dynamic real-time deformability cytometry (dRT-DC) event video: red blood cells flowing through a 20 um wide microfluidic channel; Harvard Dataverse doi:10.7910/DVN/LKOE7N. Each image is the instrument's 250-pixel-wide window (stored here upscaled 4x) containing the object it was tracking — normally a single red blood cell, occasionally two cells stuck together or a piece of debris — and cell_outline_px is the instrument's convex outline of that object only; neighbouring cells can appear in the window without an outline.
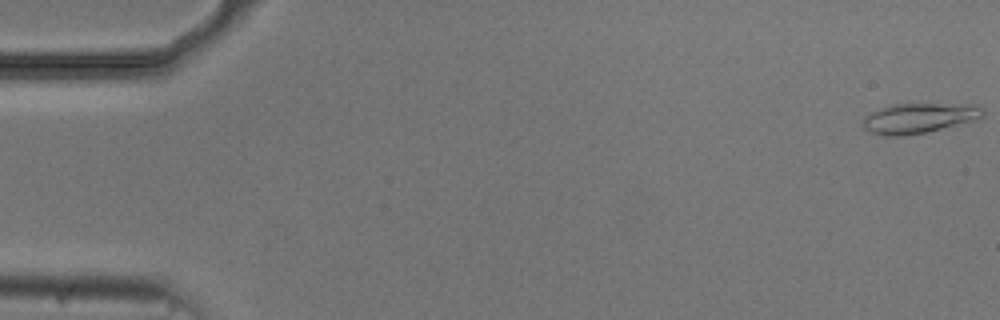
{"species": "common noctule bat (a hibernating species)", "species_latin": "Nyctalus noctula", "temperature_condition": "cold", "stored_images_in_passage": 15, "camera_frame_rate_fps": 3000, "um_per_image_px": 0.085, "animal": {"sex": "male", "body_mass_g": 20.5, "forearm_length_mm": 52.5}, "frame": {"image": 1, "passage_image": 1, "time_ms": 0.0, "image_size_px": [1000, 320], "cell_outline_px": [[984, 116], [972, 120], [924, 132], [904, 136], [888, 136], [872, 132], [864, 128], [864, 116], [872, 112], [892, 104], [960, 104], [980, 108], [984, 112]], "centroid_in_image_um": [78.04, 10.04], "position_along_channel_um": 7.0, "area_um2": 20.23}}